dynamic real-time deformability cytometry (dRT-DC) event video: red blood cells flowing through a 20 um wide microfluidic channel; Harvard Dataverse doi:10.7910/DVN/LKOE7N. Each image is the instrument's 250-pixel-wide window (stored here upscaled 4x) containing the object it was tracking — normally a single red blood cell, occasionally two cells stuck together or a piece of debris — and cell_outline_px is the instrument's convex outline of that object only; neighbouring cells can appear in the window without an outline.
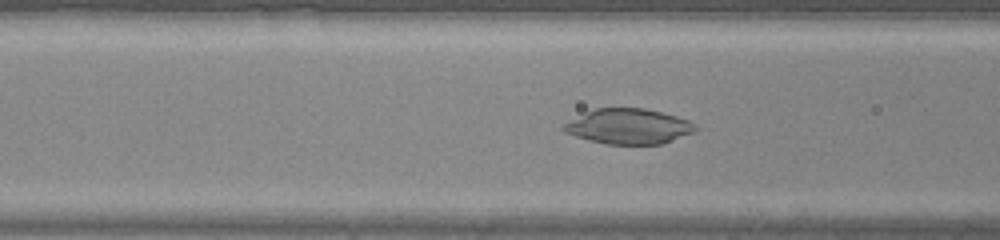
{"species": "common noctule bat (a hibernating species)", "species_latin": "Nyctalus noctula", "temperature_condition": "warm", "stored_images_in_passage": 49, "camera_frame_rate_fps": 3000, "um_per_image_px": 0.085, "animal": {"sex": "male", "body_mass_g": 20.0, "forearm_length_mm": 53.3}, "frame": {"image": 1, "passage_image": 21, "time_ms": 6.667, "image_size_px": [1000, 240], "cell_outline_px": [[696, 128], [692, 132], [664, 144], [608, 144], [588, 140], [564, 132], [560, 128], [564, 124], [596, 108], [644, 108], [676, 116], [688, 120], [696, 124]], "centroid_in_image_um": [53.44, 10.75], "position_along_channel_um": 113.2, "area_um2": 26.7}}
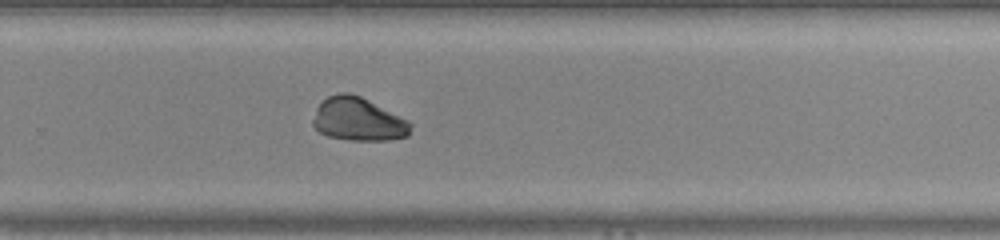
{"frame": {"image": 2, "passage_image": 34, "time_ms": 11.0, "image_size_px": [1000, 240], "cell_outline_px": [[412, 124], [408, 136], [392, 140], [348, 140], [328, 136], [320, 132], [312, 124], [312, 120], [316, 108], [328, 96], [340, 92], [348, 92], [360, 96], [408, 120]], "centroid_in_image_um": [30.44, 10.15], "position_along_channel_um": 299.4, "area_um2": 24.57}}
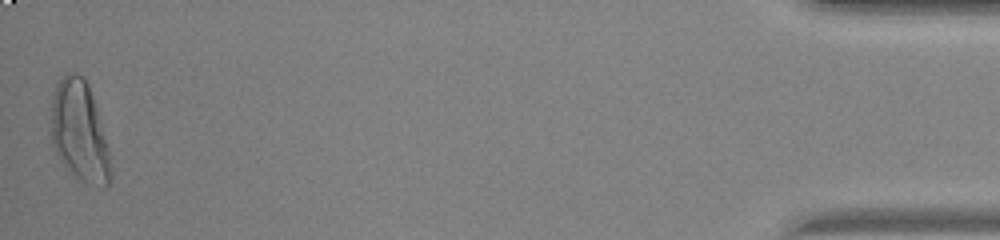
{"frame": {"image": 3, "passage_image": 49, "time_ms": 16.0, "image_size_px": [1000, 240], "cell_outline_px": [[112, 184], [108, 188], [104, 188], [84, 184], [56, 156], [52, 144], [52, 100], [56, 84], [68, 72], [76, 72], [84, 76], [88, 84], [96, 108], [112, 164]], "centroid_in_image_um": [6.79, 11.24], "position_along_channel_um": 428.4, "area_um2": 34.97}, "authors_computed_cell_mechanics": {"area_um2": 26.7036, "velocity_mm_per_s": 4.3032, "shape_relaxation_time_tau1_ms": 6.3275, "shape_relaxation_time_tau2_ms": 4.4976, "deformation_change_tau1": 0.2413, "deformation_change_tau2": 0.0902}}